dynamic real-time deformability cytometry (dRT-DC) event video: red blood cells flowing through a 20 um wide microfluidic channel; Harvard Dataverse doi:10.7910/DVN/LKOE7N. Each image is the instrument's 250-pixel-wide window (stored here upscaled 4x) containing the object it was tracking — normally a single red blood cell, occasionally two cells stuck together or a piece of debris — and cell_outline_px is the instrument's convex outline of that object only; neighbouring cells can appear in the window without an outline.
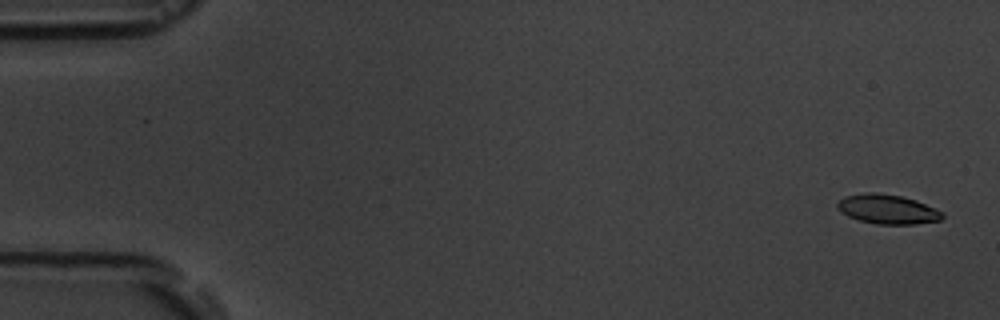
{"species": "common noctule bat (a hibernating species)", "species_latin": "Nyctalus noctula", "temperature_condition": "room temperature", "stored_images_in_passage": 4, "camera_frame_rate_fps": 3000, "um_per_image_px": 0.085, "animal": {"sex": "male", "body_mass_g": 19.5, "forearm_length_mm": 54.6}, "frame": {"image": 1, "passage_image": 1, "time_ms": 0.0, "image_size_px": [1000, 320], "cell_outline_px": [[944, 216], [940, 220], [916, 224], [876, 224], [860, 220], [848, 216], [840, 212], [836, 208], [836, 204], [844, 196], [864, 192], [876, 192], [900, 196], [916, 200], [936, 208], [944, 212]], "centroid_in_image_um": [75.43, 17.78], "position_along_channel_um": 9.6, "area_um2": 18.15}}
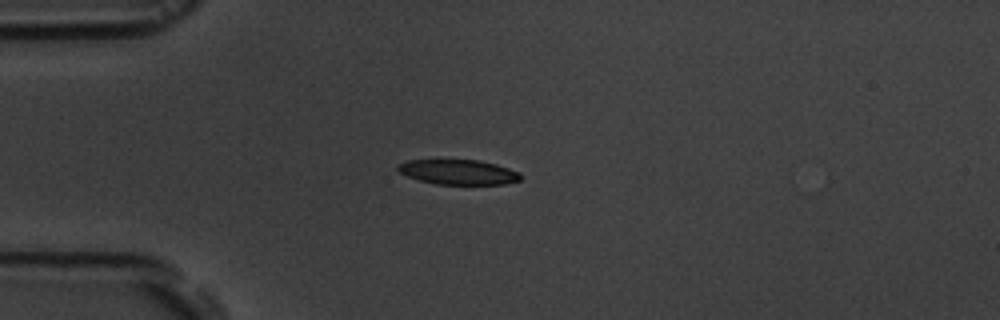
{"frame": {"image": 2, "passage_image": 4, "time_ms": 4.333, "image_size_px": [1000, 320], "cell_outline_px": [[520, 180], [504, 184], [436, 184], [420, 180], [408, 176], [400, 172], [396, 168], [396, 164], [408, 160], [480, 160], [496, 164], [520, 172]], "centroid_in_image_um": [38.95, 14.62], "position_along_channel_um": 46.1, "area_um2": 17.74}}